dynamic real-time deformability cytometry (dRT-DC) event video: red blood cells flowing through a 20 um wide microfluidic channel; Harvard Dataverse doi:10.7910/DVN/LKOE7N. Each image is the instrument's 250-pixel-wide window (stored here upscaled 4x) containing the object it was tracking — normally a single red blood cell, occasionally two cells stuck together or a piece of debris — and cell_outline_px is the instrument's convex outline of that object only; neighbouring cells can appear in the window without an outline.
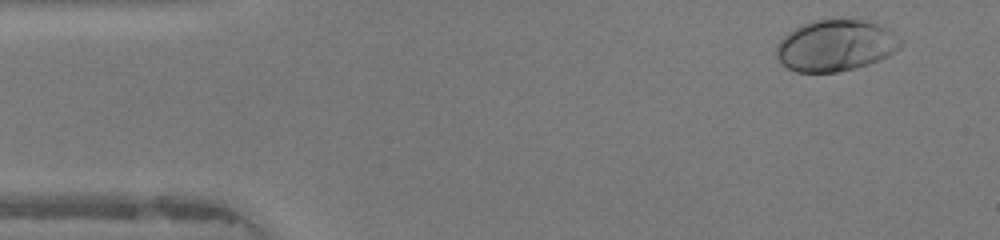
{"species": "human", "species_latin": "Homo sapiens", "temperature_condition": "warm", "stored_images_in_passage": 47, "camera_frame_rate_fps": 3000, "um_per_image_px": 0.085, "donor": {"sex": "female"}, "frame": {"image": 1, "passage_image": 3, "time_ms": 0.667, "image_size_px": [1000, 240], "cell_outline_px": [[904, 44], [900, 48], [888, 56], [880, 60], [868, 64], [836, 72], [796, 72], [788, 68], [776, 56], [776, 48], [780, 40], [788, 32], [812, 20], [864, 20], [880, 24], [888, 28], [904, 40]], "centroid_in_image_um": [71.08, 3.86], "position_along_channel_um": 13.9, "area_um2": 37.17}}
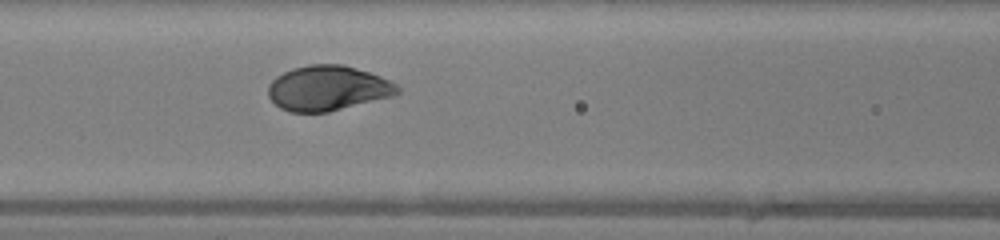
{"frame": {"image": 2, "passage_image": 19, "time_ms": 6.0, "image_size_px": [1000, 240], "cell_outline_px": [[400, 92], [396, 96], [328, 112], [288, 112], [280, 108], [268, 96], [268, 84], [276, 76], [292, 68], [308, 64], [344, 64], [392, 80], [400, 88]], "centroid_in_image_um": [27.89, 7.5], "position_along_channel_um": 138.7, "area_um2": 34.33}}
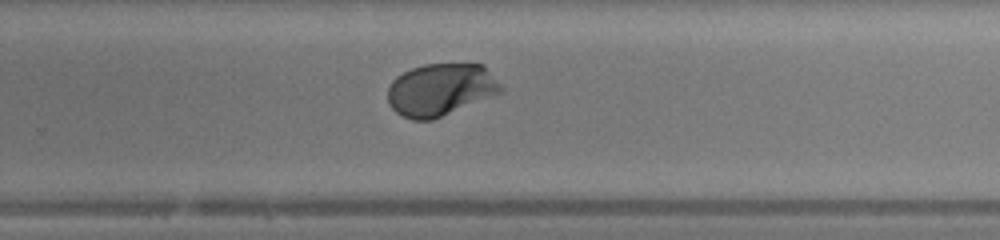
{"frame": {"image": 3, "passage_image": 30, "time_ms": 9.667, "image_size_px": [1000, 240], "cell_outline_px": [[504, 92], [432, 120], [412, 120], [396, 112], [388, 104], [388, 88], [392, 80], [396, 76], [412, 68], [424, 64], [484, 64], [504, 88]], "centroid_in_image_um": [37.47, 7.62], "position_along_channel_um": 292.3, "area_um2": 34.68}, "authors_computed_cell_mechanics": {"area_um2": 34.3332, "velocity_mm_per_s": 4.2149, "shape_relaxation_time_tau1_ms": 2.6133, "shape_relaxation_time_tau2_ms": null, "deformation_change_tau1": 0.1713, "deformation_change_tau2": null}}